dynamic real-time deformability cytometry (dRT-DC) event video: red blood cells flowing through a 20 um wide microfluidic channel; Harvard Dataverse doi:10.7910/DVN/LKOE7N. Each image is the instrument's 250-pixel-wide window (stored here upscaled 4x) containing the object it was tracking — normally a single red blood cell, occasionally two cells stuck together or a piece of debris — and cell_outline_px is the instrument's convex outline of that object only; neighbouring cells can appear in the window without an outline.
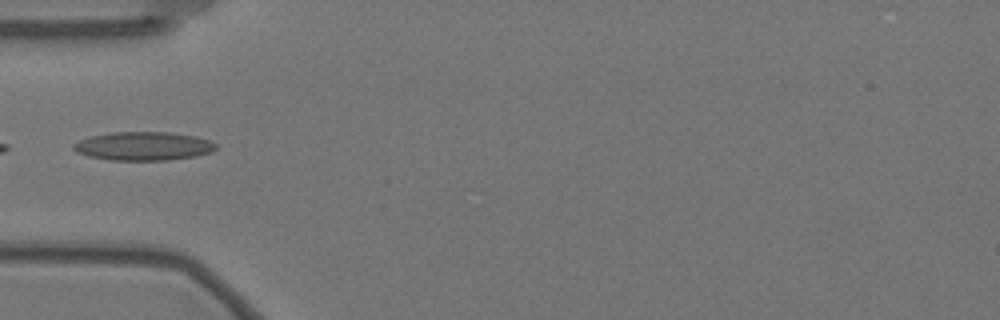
{"species": "Egyptian fruit bat (a non-hibernating species)", "species_latin": "Rousettus aegyptiacus", "temperature_condition": "warm", "stored_images_in_passage": 11, "camera_frame_rate_fps": 3000, "um_per_image_px": 0.085, "animal": {"sex": "female"}, "frame": {"image": 1, "passage_image": 1, "time_ms": 0.0, "image_size_px": [1000, 320], "cell_outline_px": [[216, 148], [212, 152], [196, 156], [168, 160], [108, 160], [88, 156], [76, 152], [72, 148], [72, 144], [88, 136], [112, 132], [168, 132], [196, 136], [208, 140], [216, 144]], "centroid_in_image_um": [12.16, 12.42], "position_along_channel_um": 72.8, "area_um2": 23.87}}
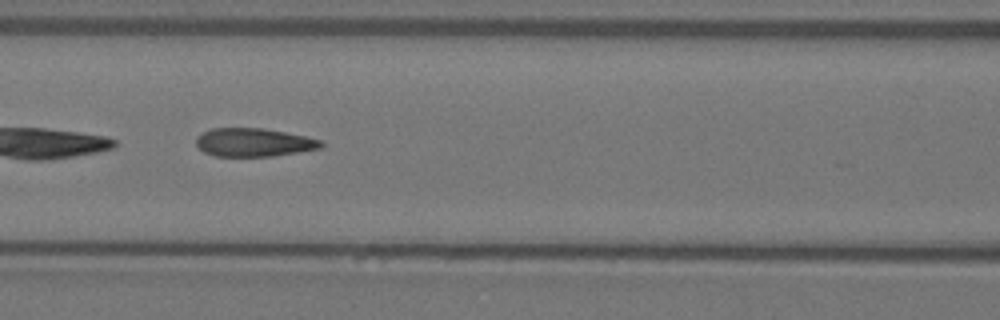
{"frame": {"image": 2, "passage_image": 7, "time_ms": 2.0, "image_size_px": [1000, 320], "cell_outline_px": [[324, 144], [320, 148], [300, 152], [272, 156], [216, 156], [204, 152], [196, 144], [196, 136], [212, 128], [264, 128], [304, 136], [320, 140]], "centroid_in_image_um": [21.55, 12.1], "position_along_channel_um": 145.0, "area_um2": 20.52}}
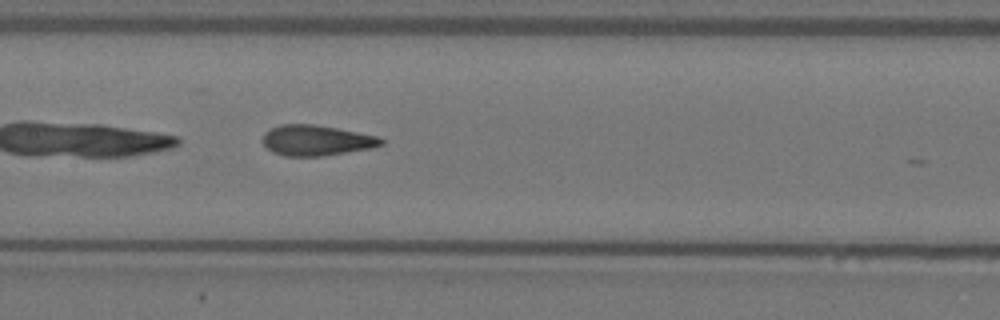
{"frame": {"image": 3, "passage_image": 10, "time_ms": 3.0, "image_size_px": [1000, 320], "cell_outline_px": [[384, 144], [372, 148], [320, 156], [284, 156], [272, 152], [260, 140], [264, 132], [268, 128], [280, 124], [312, 124], [336, 128], [380, 136], [384, 140]], "centroid_in_image_um": [26.86, 11.92], "position_along_channel_um": 180.5, "area_um2": 21.27}}